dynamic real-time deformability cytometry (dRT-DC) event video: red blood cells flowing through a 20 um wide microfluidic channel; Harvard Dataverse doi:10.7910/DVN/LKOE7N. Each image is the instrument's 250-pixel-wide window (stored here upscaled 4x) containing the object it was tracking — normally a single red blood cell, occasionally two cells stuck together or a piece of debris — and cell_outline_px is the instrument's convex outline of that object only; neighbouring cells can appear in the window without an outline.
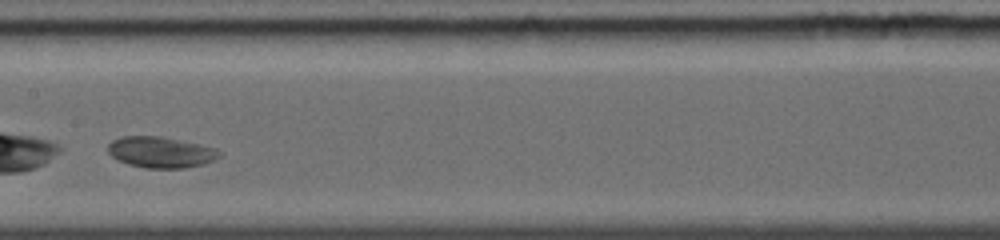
{"species": "common noctule bat (a hibernating species)", "species_latin": "Nyctalus noctula", "temperature_condition": "warm", "stored_images_in_passage": 9, "camera_frame_rate_fps": 5000, "um_per_image_px": 0.085, "animal": {"sex": "female", "body_mass_g": 19.0, "forearm_length_mm": 56.7}, "frame": {"image": 1, "passage_image": 7, "time_ms": 3.2, "image_size_px": [1000, 240], "cell_outline_px": [[224, 152], [216, 160], [204, 164], [184, 168], [144, 168], [128, 164], [116, 160], [108, 152], [108, 144], [112, 140], [124, 136], [160, 136], [216, 148]], "centroid_in_image_um": [13.68, 12.95], "position_along_channel_um": 193.7, "area_um2": 20.29}}